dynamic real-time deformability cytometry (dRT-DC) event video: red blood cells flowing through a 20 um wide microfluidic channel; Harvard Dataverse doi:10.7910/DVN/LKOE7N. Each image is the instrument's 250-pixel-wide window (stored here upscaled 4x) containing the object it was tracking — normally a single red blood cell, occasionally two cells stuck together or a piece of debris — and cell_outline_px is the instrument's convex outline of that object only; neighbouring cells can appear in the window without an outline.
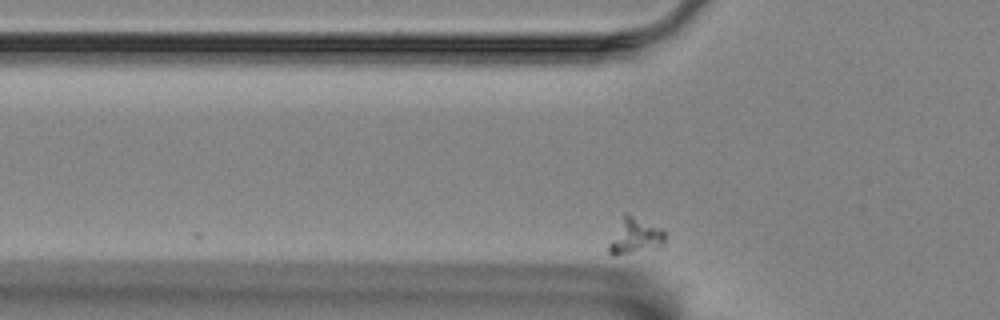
{"species": "Egyptian fruit bat (a non-hibernating species)", "species_latin": "Rousettus aegyptiacus", "temperature_condition": "room temperature", "stored_images_in_passage": 11, "camera_frame_rate_fps": 3000, "um_per_image_px": 0.085, "animal": {"sex": "female"}, "frame": {"image": 1, "passage_image": 2, "time_ms": 0.333, "image_size_px": [1000, 320], "cell_outline_px": [[664, 244], [660, 248], [616, 256], [612, 256], [608, 252], [608, 244], [624, 212], [628, 212], [660, 228], [664, 232]], "centroid_in_image_um": [53.96, 20.09], "position_along_channel_um": 71.8, "area_um2": 11.96}}
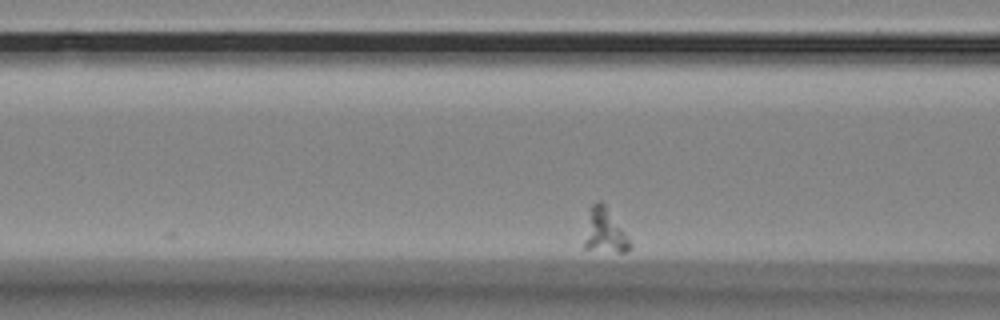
{"frame": {"image": 2, "passage_image": 7, "time_ms": 2.0, "image_size_px": [1000, 320], "cell_outline_px": [[632, 248], [624, 252], [620, 252], [584, 248], [584, 240], [588, 208], [596, 200], [600, 200], [604, 204], [624, 232], [632, 244]], "centroid_in_image_um": [51.36, 19.61], "position_along_channel_um": 115.2, "area_um2": 11.62}}